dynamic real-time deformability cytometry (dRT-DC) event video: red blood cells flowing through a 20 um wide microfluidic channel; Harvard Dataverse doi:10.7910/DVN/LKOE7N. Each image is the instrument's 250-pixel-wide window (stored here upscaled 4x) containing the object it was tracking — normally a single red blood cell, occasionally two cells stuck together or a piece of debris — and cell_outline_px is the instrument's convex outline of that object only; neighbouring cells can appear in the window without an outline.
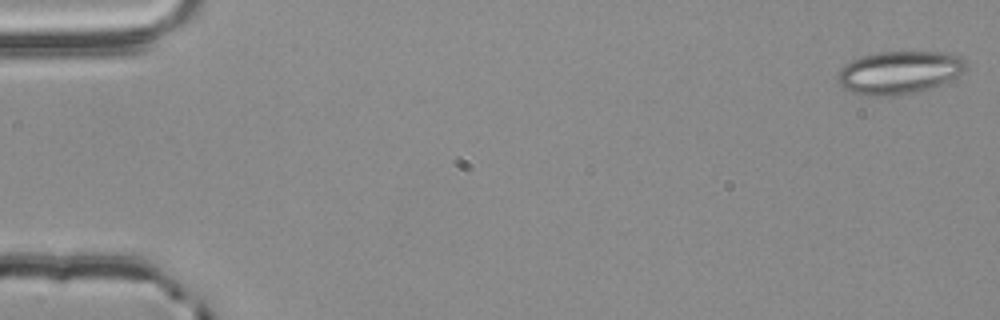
{"species": "common noctule bat (a hibernating species)", "species_latin": "Nyctalus noctula", "temperature_condition": "room temperature", "stored_images_in_passage": 55, "camera_frame_rate_fps": 3000, "um_per_image_px": 0.085, "animal": {"sex": "male", "body_mass_g": 20.4}, "frame": {"image": 1, "passage_image": 1, "time_ms": 0.0, "image_size_px": [1000, 320], "cell_outline_px": [[968, 68], [964, 72], [940, 84], [928, 88], [896, 96], [872, 96], [852, 92], [844, 88], [836, 80], [836, 76], [840, 68], [844, 64], [852, 60], [864, 56], [880, 52], [948, 52], [960, 56], [968, 64]], "centroid_in_image_um": [76.43, 6.15], "position_along_channel_um": 8.6, "area_um2": 32.02}}
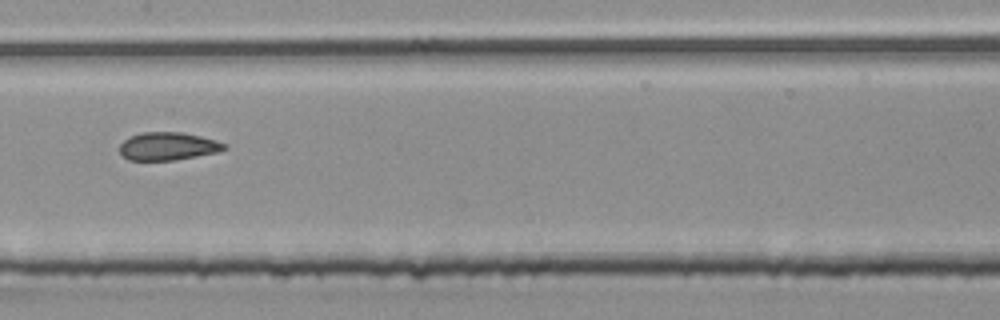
{"frame": {"image": 2, "passage_image": 28, "time_ms": 9.0, "image_size_px": [1000, 320], "cell_outline_px": [[228, 148], [216, 152], [172, 160], [128, 160], [120, 156], [120, 144], [124, 140], [132, 136], [144, 132], [184, 132], [216, 140], [224, 144]], "centroid_in_image_um": [14.24, 12.43], "position_along_channel_um": 193.2, "area_um2": 16.88}}
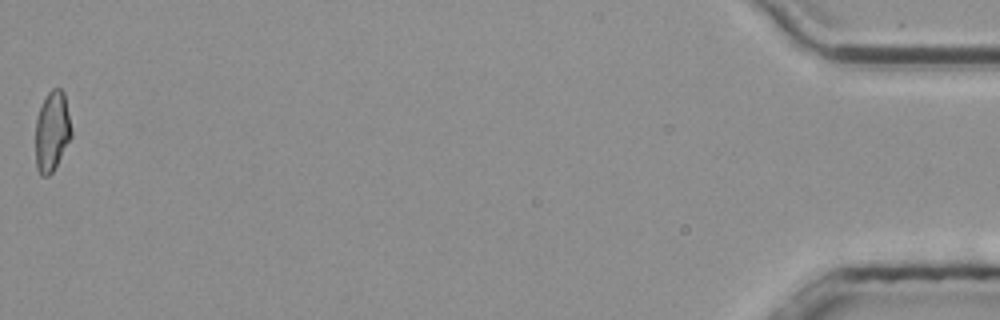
{"frame": {"image": 3, "passage_image": 55, "time_ms": 18.0, "image_size_px": [1000, 320], "cell_outline_px": [[72, 136], [52, 172], [48, 176], [40, 176], [36, 168], [36, 120], [40, 108], [48, 92], [52, 88], [60, 88], [64, 92], [72, 132]], "centroid_in_image_um": [4.42, 11.17], "position_along_channel_um": 430.8, "area_um2": 16.59}, "authors_computed_cell_mechanics": {"area_um2": 17.629, "velocity_mm_per_s": 3.7882, "shape_relaxation_time_tau1_ms": null, "shape_relaxation_time_tau2_ms": 1.6255, "deformation_change_tau1": null, "deformation_change_tau2": 0.0919}}